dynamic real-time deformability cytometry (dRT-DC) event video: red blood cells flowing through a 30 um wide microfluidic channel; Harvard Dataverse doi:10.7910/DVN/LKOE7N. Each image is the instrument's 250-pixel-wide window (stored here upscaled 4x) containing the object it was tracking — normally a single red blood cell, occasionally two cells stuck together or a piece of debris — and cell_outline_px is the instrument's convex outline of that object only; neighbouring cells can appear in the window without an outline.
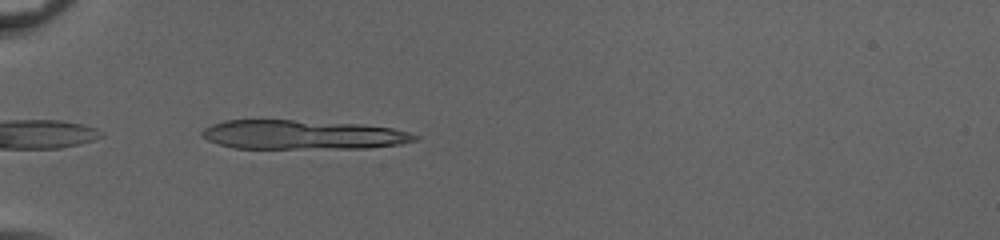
{"species": "common noctule bat (a hibernating species)", "species_latin": "Nyctalus noctula", "temperature_condition": "cold", "stored_images_in_passage": 37, "segment_of_instrument_passage": [1, 2], "camera_frame_rate_fps": 3000, "um_per_image_px": 0.085, "animal": {"sex": "female", "body_mass_g": 20.0, "forearm_length_mm": 54.0}, "frame": {"image": 1, "passage_image": 2, "time_ms": 0.333, "image_size_px": [1000, 240], "cell_outline_px": [[420, 136], [416, 140], [400, 144], [368, 148], [236, 148], [220, 144], [208, 140], [200, 136], [200, 132], [204, 128], [212, 124], [224, 120], [292, 120], [360, 124], [392, 128], [408, 132]], "centroid_in_image_um": [25.71, 11.45], "position_along_channel_um": 59.3, "area_um2": 36.18}}